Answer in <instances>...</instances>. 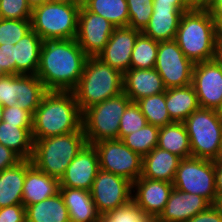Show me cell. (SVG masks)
Segmentation results:
<instances>
[{"instance_id": "cell-18", "label": "cell", "mask_w": 222, "mask_h": 222, "mask_svg": "<svg viewBox=\"0 0 222 222\" xmlns=\"http://www.w3.org/2000/svg\"><path fill=\"white\" fill-rule=\"evenodd\" d=\"M211 204L202 196L173 188L165 208L156 218L160 222H186Z\"/></svg>"}, {"instance_id": "cell-27", "label": "cell", "mask_w": 222, "mask_h": 222, "mask_svg": "<svg viewBox=\"0 0 222 222\" xmlns=\"http://www.w3.org/2000/svg\"><path fill=\"white\" fill-rule=\"evenodd\" d=\"M0 143L15 152L22 160H31L34 140L32 128L5 121L0 123Z\"/></svg>"}, {"instance_id": "cell-46", "label": "cell", "mask_w": 222, "mask_h": 222, "mask_svg": "<svg viewBox=\"0 0 222 222\" xmlns=\"http://www.w3.org/2000/svg\"><path fill=\"white\" fill-rule=\"evenodd\" d=\"M153 5L175 6L182 13L193 8L187 0H154Z\"/></svg>"}, {"instance_id": "cell-7", "label": "cell", "mask_w": 222, "mask_h": 222, "mask_svg": "<svg viewBox=\"0 0 222 222\" xmlns=\"http://www.w3.org/2000/svg\"><path fill=\"white\" fill-rule=\"evenodd\" d=\"M132 101L122 92L118 96L88 107L82 112V128L87 144L117 140L120 118Z\"/></svg>"}, {"instance_id": "cell-45", "label": "cell", "mask_w": 222, "mask_h": 222, "mask_svg": "<svg viewBox=\"0 0 222 222\" xmlns=\"http://www.w3.org/2000/svg\"><path fill=\"white\" fill-rule=\"evenodd\" d=\"M186 222H222V214L210 205L205 211L198 213Z\"/></svg>"}, {"instance_id": "cell-1", "label": "cell", "mask_w": 222, "mask_h": 222, "mask_svg": "<svg viewBox=\"0 0 222 222\" xmlns=\"http://www.w3.org/2000/svg\"><path fill=\"white\" fill-rule=\"evenodd\" d=\"M87 58L76 39L43 41L36 76L48 91H72Z\"/></svg>"}, {"instance_id": "cell-4", "label": "cell", "mask_w": 222, "mask_h": 222, "mask_svg": "<svg viewBox=\"0 0 222 222\" xmlns=\"http://www.w3.org/2000/svg\"><path fill=\"white\" fill-rule=\"evenodd\" d=\"M80 111L123 92V73L97 57H88L77 86L72 90Z\"/></svg>"}, {"instance_id": "cell-13", "label": "cell", "mask_w": 222, "mask_h": 222, "mask_svg": "<svg viewBox=\"0 0 222 222\" xmlns=\"http://www.w3.org/2000/svg\"><path fill=\"white\" fill-rule=\"evenodd\" d=\"M115 28L111 22L81 5L76 41L88 57H97Z\"/></svg>"}, {"instance_id": "cell-29", "label": "cell", "mask_w": 222, "mask_h": 222, "mask_svg": "<svg viewBox=\"0 0 222 222\" xmlns=\"http://www.w3.org/2000/svg\"><path fill=\"white\" fill-rule=\"evenodd\" d=\"M26 222H70L60 193L26 207Z\"/></svg>"}, {"instance_id": "cell-39", "label": "cell", "mask_w": 222, "mask_h": 222, "mask_svg": "<svg viewBox=\"0 0 222 222\" xmlns=\"http://www.w3.org/2000/svg\"><path fill=\"white\" fill-rule=\"evenodd\" d=\"M32 9L27 0H0V18L31 20Z\"/></svg>"}, {"instance_id": "cell-8", "label": "cell", "mask_w": 222, "mask_h": 222, "mask_svg": "<svg viewBox=\"0 0 222 222\" xmlns=\"http://www.w3.org/2000/svg\"><path fill=\"white\" fill-rule=\"evenodd\" d=\"M192 157L217 160L222 145V120L215 109L199 108L183 121Z\"/></svg>"}, {"instance_id": "cell-55", "label": "cell", "mask_w": 222, "mask_h": 222, "mask_svg": "<svg viewBox=\"0 0 222 222\" xmlns=\"http://www.w3.org/2000/svg\"><path fill=\"white\" fill-rule=\"evenodd\" d=\"M216 111H217L218 116L222 120V102H221L220 106L216 109Z\"/></svg>"}, {"instance_id": "cell-23", "label": "cell", "mask_w": 222, "mask_h": 222, "mask_svg": "<svg viewBox=\"0 0 222 222\" xmlns=\"http://www.w3.org/2000/svg\"><path fill=\"white\" fill-rule=\"evenodd\" d=\"M181 158L155 147L143 157L142 177L173 183Z\"/></svg>"}, {"instance_id": "cell-40", "label": "cell", "mask_w": 222, "mask_h": 222, "mask_svg": "<svg viewBox=\"0 0 222 222\" xmlns=\"http://www.w3.org/2000/svg\"><path fill=\"white\" fill-rule=\"evenodd\" d=\"M19 92V75H0V104L3 107L17 105Z\"/></svg>"}, {"instance_id": "cell-32", "label": "cell", "mask_w": 222, "mask_h": 222, "mask_svg": "<svg viewBox=\"0 0 222 222\" xmlns=\"http://www.w3.org/2000/svg\"><path fill=\"white\" fill-rule=\"evenodd\" d=\"M148 124L164 127L174 121L170 118L166 107L165 92L145 97L136 101Z\"/></svg>"}, {"instance_id": "cell-47", "label": "cell", "mask_w": 222, "mask_h": 222, "mask_svg": "<svg viewBox=\"0 0 222 222\" xmlns=\"http://www.w3.org/2000/svg\"><path fill=\"white\" fill-rule=\"evenodd\" d=\"M216 193H222V161H215Z\"/></svg>"}, {"instance_id": "cell-12", "label": "cell", "mask_w": 222, "mask_h": 222, "mask_svg": "<svg viewBox=\"0 0 222 222\" xmlns=\"http://www.w3.org/2000/svg\"><path fill=\"white\" fill-rule=\"evenodd\" d=\"M90 193L97 211L103 216L132 200V182L125 177L100 169Z\"/></svg>"}, {"instance_id": "cell-49", "label": "cell", "mask_w": 222, "mask_h": 222, "mask_svg": "<svg viewBox=\"0 0 222 222\" xmlns=\"http://www.w3.org/2000/svg\"><path fill=\"white\" fill-rule=\"evenodd\" d=\"M193 8H209V0H187Z\"/></svg>"}, {"instance_id": "cell-50", "label": "cell", "mask_w": 222, "mask_h": 222, "mask_svg": "<svg viewBox=\"0 0 222 222\" xmlns=\"http://www.w3.org/2000/svg\"><path fill=\"white\" fill-rule=\"evenodd\" d=\"M218 212L222 214V193H217L211 204Z\"/></svg>"}, {"instance_id": "cell-35", "label": "cell", "mask_w": 222, "mask_h": 222, "mask_svg": "<svg viewBox=\"0 0 222 222\" xmlns=\"http://www.w3.org/2000/svg\"><path fill=\"white\" fill-rule=\"evenodd\" d=\"M101 219L104 222H153L156 218L147 214L133 200L127 204L105 213Z\"/></svg>"}, {"instance_id": "cell-14", "label": "cell", "mask_w": 222, "mask_h": 222, "mask_svg": "<svg viewBox=\"0 0 222 222\" xmlns=\"http://www.w3.org/2000/svg\"><path fill=\"white\" fill-rule=\"evenodd\" d=\"M192 86L200 108L216 110L222 102V66L215 59L194 64Z\"/></svg>"}, {"instance_id": "cell-21", "label": "cell", "mask_w": 222, "mask_h": 222, "mask_svg": "<svg viewBox=\"0 0 222 222\" xmlns=\"http://www.w3.org/2000/svg\"><path fill=\"white\" fill-rule=\"evenodd\" d=\"M59 193L63 198L69 213L70 222H100L101 215L89 190L60 187Z\"/></svg>"}, {"instance_id": "cell-3", "label": "cell", "mask_w": 222, "mask_h": 222, "mask_svg": "<svg viewBox=\"0 0 222 222\" xmlns=\"http://www.w3.org/2000/svg\"><path fill=\"white\" fill-rule=\"evenodd\" d=\"M174 40L193 64L213 60L216 38L211 8H192L183 12Z\"/></svg>"}, {"instance_id": "cell-57", "label": "cell", "mask_w": 222, "mask_h": 222, "mask_svg": "<svg viewBox=\"0 0 222 222\" xmlns=\"http://www.w3.org/2000/svg\"><path fill=\"white\" fill-rule=\"evenodd\" d=\"M3 110L4 107L0 104V123L3 121Z\"/></svg>"}, {"instance_id": "cell-34", "label": "cell", "mask_w": 222, "mask_h": 222, "mask_svg": "<svg viewBox=\"0 0 222 222\" xmlns=\"http://www.w3.org/2000/svg\"><path fill=\"white\" fill-rule=\"evenodd\" d=\"M159 127L152 124H146L138 131H134L124 136L121 141L132 151L138 153L141 157L147 155L158 144Z\"/></svg>"}, {"instance_id": "cell-31", "label": "cell", "mask_w": 222, "mask_h": 222, "mask_svg": "<svg viewBox=\"0 0 222 222\" xmlns=\"http://www.w3.org/2000/svg\"><path fill=\"white\" fill-rule=\"evenodd\" d=\"M48 92L36 75H19L17 105L34 114L43 96Z\"/></svg>"}, {"instance_id": "cell-56", "label": "cell", "mask_w": 222, "mask_h": 222, "mask_svg": "<svg viewBox=\"0 0 222 222\" xmlns=\"http://www.w3.org/2000/svg\"><path fill=\"white\" fill-rule=\"evenodd\" d=\"M220 0H209V8L214 7Z\"/></svg>"}, {"instance_id": "cell-38", "label": "cell", "mask_w": 222, "mask_h": 222, "mask_svg": "<svg viewBox=\"0 0 222 222\" xmlns=\"http://www.w3.org/2000/svg\"><path fill=\"white\" fill-rule=\"evenodd\" d=\"M147 124L145 116L142 114L136 102H131L120 118L118 140L124 136L138 131Z\"/></svg>"}, {"instance_id": "cell-10", "label": "cell", "mask_w": 222, "mask_h": 222, "mask_svg": "<svg viewBox=\"0 0 222 222\" xmlns=\"http://www.w3.org/2000/svg\"><path fill=\"white\" fill-rule=\"evenodd\" d=\"M92 145L97 151L101 170L125 177L132 183L142 176L143 157L121 140H103Z\"/></svg>"}, {"instance_id": "cell-54", "label": "cell", "mask_w": 222, "mask_h": 222, "mask_svg": "<svg viewBox=\"0 0 222 222\" xmlns=\"http://www.w3.org/2000/svg\"><path fill=\"white\" fill-rule=\"evenodd\" d=\"M212 14H222V0H220L214 7L211 8Z\"/></svg>"}, {"instance_id": "cell-42", "label": "cell", "mask_w": 222, "mask_h": 222, "mask_svg": "<svg viewBox=\"0 0 222 222\" xmlns=\"http://www.w3.org/2000/svg\"><path fill=\"white\" fill-rule=\"evenodd\" d=\"M15 75V46L0 45V75Z\"/></svg>"}, {"instance_id": "cell-52", "label": "cell", "mask_w": 222, "mask_h": 222, "mask_svg": "<svg viewBox=\"0 0 222 222\" xmlns=\"http://www.w3.org/2000/svg\"><path fill=\"white\" fill-rule=\"evenodd\" d=\"M46 2H49V0H27V3L31 7V9L40 6Z\"/></svg>"}, {"instance_id": "cell-53", "label": "cell", "mask_w": 222, "mask_h": 222, "mask_svg": "<svg viewBox=\"0 0 222 222\" xmlns=\"http://www.w3.org/2000/svg\"><path fill=\"white\" fill-rule=\"evenodd\" d=\"M50 2L68 3L74 5H82V0H49Z\"/></svg>"}, {"instance_id": "cell-22", "label": "cell", "mask_w": 222, "mask_h": 222, "mask_svg": "<svg viewBox=\"0 0 222 222\" xmlns=\"http://www.w3.org/2000/svg\"><path fill=\"white\" fill-rule=\"evenodd\" d=\"M153 7V14L142 33L157 42L175 39L182 12L175 6Z\"/></svg>"}, {"instance_id": "cell-28", "label": "cell", "mask_w": 222, "mask_h": 222, "mask_svg": "<svg viewBox=\"0 0 222 222\" xmlns=\"http://www.w3.org/2000/svg\"><path fill=\"white\" fill-rule=\"evenodd\" d=\"M157 147L181 159L192 157L190 139L183 122H173L159 128Z\"/></svg>"}, {"instance_id": "cell-44", "label": "cell", "mask_w": 222, "mask_h": 222, "mask_svg": "<svg viewBox=\"0 0 222 222\" xmlns=\"http://www.w3.org/2000/svg\"><path fill=\"white\" fill-rule=\"evenodd\" d=\"M21 160L15 152L0 143V172L15 166Z\"/></svg>"}, {"instance_id": "cell-37", "label": "cell", "mask_w": 222, "mask_h": 222, "mask_svg": "<svg viewBox=\"0 0 222 222\" xmlns=\"http://www.w3.org/2000/svg\"><path fill=\"white\" fill-rule=\"evenodd\" d=\"M31 30V20H10L0 18V45H15Z\"/></svg>"}, {"instance_id": "cell-58", "label": "cell", "mask_w": 222, "mask_h": 222, "mask_svg": "<svg viewBox=\"0 0 222 222\" xmlns=\"http://www.w3.org/2000/svg\"><path fill=\"white\" fill-rule=\"evenodd\" d=\"M215 161H222V145H221V150H220L219 157Z\"/></svg>"}, {"instance_id": "cell-6", "label": "cell", "mask_w": 222, "mask_h": 222, "mask_svg": "<svg viewBox=\"0 0 222 222\" xmlns=\"http://www.w3.org/2000/svg\"><path fill=\"white\" fill-rule=\"evenodd\" d=\"M81 5L46 2L32 9L31 27L42 39H76Z\"/></svg>"}, {"instance_id": "cell-33", "label": "cell", "mask_w": 222, "mask_h": 222, "mask_svg": "<svg viewBox=\"0 0 222 222\" xmlns=\"http://www.w3.org/2000/svg\"><path fill=\"white\" fill-rule=\"evenodd\" d=\"M158 53V42L142 32L138 35L131 54L130 68L153 69Z\"/></svg>"}, {"instance_id": "cell-36", "label": "cell", "mask_w": 222, "mask_h": 222, "mask_svg": "<svg viewBox=\"0 0 222 222\" xmlns=\"http://www.w3.org/2000/svg\"><path fill=\"white\" fill-rule=\"evenodd\" d=\"M154 0H127L129 10L128 27L143 31L153 14Z\"/></svg>"}, {"instance_id": "cell-48", "label": "cell", "mask_w": 222, "mask_h": 222, "mask_svg": "<svg viewBox=\"0 0 222 222\" xmlns=\"http://www.w3.org/2000/svg\"><path fill=\"white\" fill-rule=\"evenodd\" d=\"M216 42H222V14H213Z\"/></svg>"}, {"instance_id": "cell-24", "label": "cell", "mask_w": 222, "mask_h": 222, "mask_svg": "<svg viewBox=\"0 0 222 222\" xmlns=\"http://www.w3.org/2000/svg\"><path fill=\"white\" fill-rule=\"evenodd\" d=\"M43 39L31 30L15 46V75H36Z\"/></svg>"}, {"instance_id": "cell-9", "label": "cell", "mask_w": 222, "mask_h": 222, "mask_svg": "<svg viewBox=\"0 0 222 222\" xmlns=\"http://www.w3.org/2000/svg\"><path fill=\"white\" fill-rule=\"evenodd\" d=\"M173 187L183 192L200 195L212 204L217 194L215 161L195 157L181 159Z\"/></svg>"}, {"instance_id": "cell-20", "label": "cell", "mask_w": 222, "mask_h": 222, "mask_svg": "<svg viewBox=\"0 0 222 222\" xmlns=\"http://www.w3.org/2000/svg\"><path fill=\"white\" fill-rule=\"evenodd\" d=\"M59 179L49 176L26 160V175L23 186L22 204L25 208L59 193Z\"/></svg>"}, {"instance_id": "cell-41", "label": "cell", "mask_w": 222, "mask_h": 222, "mask_svg": "<svg viewBox=\"0 0 222 222\" xmlns=\"http://www.w3.org/2000/svg\"><path fill=\"white\" fill-rule=\"evenodd\" d=\"M3 121L12 124H19V127L22 128H32L33 114L22 109L19 105L4 107Z\"/></svg>"}, {"instance_id": "cell-19", "label": "cell", "mask_w": 222, "mask_h": 222, "mask_svg": "<svg viewBox=\"0 0 222 222\" xmlns=\"http://www.w3.org/2000/svg\"><path fill=\"white\" fill-rule=\"evenodd\" d=\"M166 88L158 71L130 68L123 74V92L132 102L165 92Z\"/></svg>"}, {"instance_id": "cell-11", "label": "cell", "mask_w": 222, "mask_h": 222, "mask_svg": "<svg viewBox=\"0 0 222 222\" xmlns=\"http://www.w3.org/2000/svg\"><path fill=\"white\" fill-rule=\"evenodd\" d=\"M194 64L183 54L173 40L158 42L155 69L162 78L166 89L192 84Z\"/></svg>"}, {"instance_id": "cell-15", "label": "cell", "mask_w": 222, "mask_h": 222, "mask_svg": "<svg viewBox=\"0 0 222 222\" xmlns=\"http://www.w3.org/2000/svg\"><path fill=\"white\" fill-rule=\"evenodd\" d=\"M99 170L97 151L93 145L86 144L66 168L59 180L60 187L90 191Z\"/></svg>"}, {"instance_id": "cell-5", "label": "cell", "mask_w": 222, "mask_h": 222, "mask_svg": "<svg viewBox=\"0 0 222 222\" xmlns=\"http://www.w3.org/2000/svg\"><path fill=\"white\" fill-rule=\"evenodd\" d=\"M86 144L82 127L68 134L38 139L34 141L31 162L43 173L60 180Z\"/></svg>"}, {"instance_id": "cell-2", "label": "cell", "mask_w": 222, "mask_h": 222, "mask_svg": "<svg viewBox=\"0 0 222 222\" xmlns=\"http://www.w3.org/2000/svg\"><path fill=\"white\" fill-rule=\"evenodd\" d=\"M82 127V112L72 91H48L33 114V140L64 135Z\"/></svg>"}, {"instance_id": "cell-26", "label": "cell", "mask_w": 222, "mask_h": 222, "mask_svg": "<svg viewBox=\"0 0 222 222\" xmlns=\"http://www.w3.org/2000/svg\"><path fill=\"white\" fill-rule=\"evenodd\" d=\"M26 160L0 172V208L22 204Z\"/></svg>"}, {"instance_id": "cell-16", "label": "cell", "mask_w": 222, "mask_h": 222, "mask_svg": "<svg viewBox=\"0 0 222 222\" xmlns=\"http://www.w3.org/2000/svg\"><path fill=\"white\" fill-rule=\"evenodd\" d=\"M140 33L128 26L116 27L97 58L124 74L130 69L132 50Z\"/></svg>"}, {"instance_id": "cell-25", "label": "cell", "mask_w": 222, "mask_h": 222, "mask_svg": "<svg viewBox=\"0 0 222 222\" xmlns=\"http://www.w3.org/2000/svg\"><path fill=\"white\" fill-rule=\"evenodd\" d=\"M165 101L170 118L174 122H183L193 111L200 108L192 84L166 89Z\"/></svg>"}, {"instance_id": "cell-30", "label": "cell", "mask_w": 222, "mask_h": 222, "mask_svg": "<svg viewBox=\"0 0 222 222\" xmlns=\"http://www.w3.org/2000/svg\"><path fill=\"white\" fill-rule=\"evenodd\" d=\"M82 5L90 12L100 15L115 27H127L129 10L127 0H82Z\"/></svg>"}, {"instance_id": "cell-51", "label": "cell", "mask_w": 222, "mask_h": 222, "mask_svg": "<svg viewBox=\"0 0 222 222\" xmlns=\"http://www.w3.org/2000/svg\"><path fill=\"white\" fill-rule=\"evenodd\" d=\"M214 59L222 66V42H216Z\"/></svg>"}, {"instance_id": "cell-43", "label": "cell", "mask_w": 222, "mask_h": 222, "mask_svg": "<svg viewBox=\"0 0 222 222\" xmlns=\"http://www.w3.org/2000/svg\"><path fill=\"white\" fill-rule=\"evenodd\" d=\"M0 222H26V208L15 204L0 208Z\"/></svg>"}, {"instance_id": "cell-17", "label": "cell", "mask_w": 222, "mask_h": 222, "mask_svg": "<svg viewBox=\"0 0 222 222\" xmlns=\"http://www.w3.org/2000/svg\"><path fill=\"white\" fill-rule=\"evenodd\" d=\"M173 188V183L141 176L132 183V200L145 213L157 218L165 208Z\"/></svg>"}]
</instances>
